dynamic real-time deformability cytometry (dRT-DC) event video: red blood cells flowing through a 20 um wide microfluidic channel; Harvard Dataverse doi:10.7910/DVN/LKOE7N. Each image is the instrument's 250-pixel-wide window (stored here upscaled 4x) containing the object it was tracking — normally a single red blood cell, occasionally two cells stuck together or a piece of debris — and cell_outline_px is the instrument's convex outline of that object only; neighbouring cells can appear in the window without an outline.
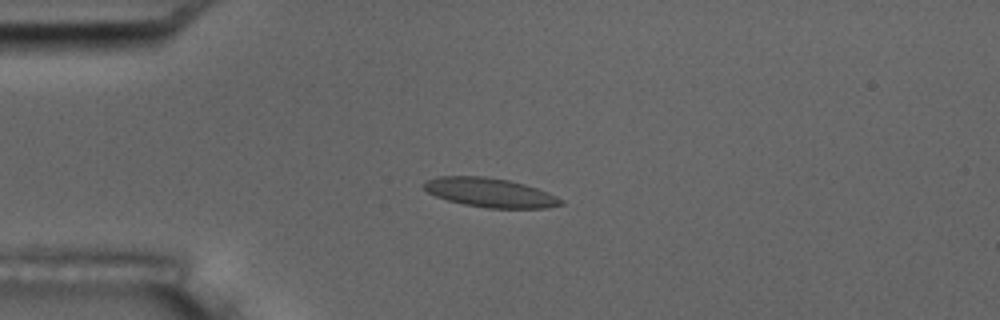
{"species": "common noctule bat (a hibernating species)", "species_latin": "Nyctalus noctula", "temperature_condition": "room temperature", "stored_images_in_passage": 7, "camera_frame_rate_fps": 3000, "um_per_image_px": 0.085, "animal": {"sex": "male", "body_mass_g": 17.5, "forearm_length_mm": 52.3}, "frame": {"image": 1, "passage_image": 4, "time_ms": 1.0, "image_size_px": [1000, 320], "cell_outline_px": [[564, 204], [548, 208], [488, 208], [464, 204], [448, 200], [436, 196], [428, 192], [420, 184], [424, 180], [436, 176], [484, 176], [508, 180], [524, 184], [548, 192], [564, 200]], "centroid_in_image_um": [41.63, 16.36], "position_along_channel_um": 43.4, "area_um2": 23.41}}